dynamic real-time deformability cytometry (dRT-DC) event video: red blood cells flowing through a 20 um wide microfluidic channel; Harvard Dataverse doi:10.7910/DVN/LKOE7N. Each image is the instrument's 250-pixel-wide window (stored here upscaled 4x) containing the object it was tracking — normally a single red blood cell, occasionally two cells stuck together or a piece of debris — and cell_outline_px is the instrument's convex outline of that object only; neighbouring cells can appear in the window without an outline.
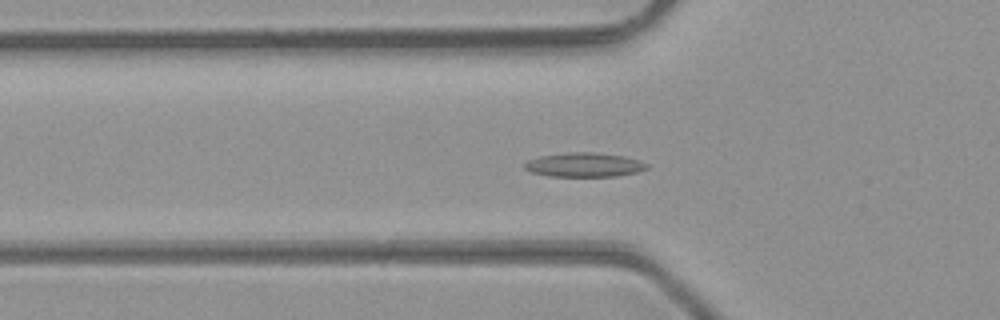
{"species": "common noctule bat (a hibernating species)", "species_latin": "Nyctalus noctula", "temperature_condition": "room temperature", "stored_images_in_passage": 49, "camera_frame_rate_fps": 3000, "um_per_image_px": 0.085, "animal": {"sex": "male", "body_mass_g": 23.1, "forearm_length_mm": 52.7}, "frame": {"image": 1, "passage_image": 17, "time_ms": 5.333, "image_size_px": [1000, 320], "cell_outline_px": [[648, 168], [636, 172], [616, 176], [548, 176], [532, 172], [524, 168], [524, 164], [528, 160], [540, 156], [568, 152], [592, 152], [624, 156], [640, 160], [648, 164]], "centroid_in_image_um": [49.66, 14.0], "position_along_channel_um": 76.1, "area_um2": 17.17}}
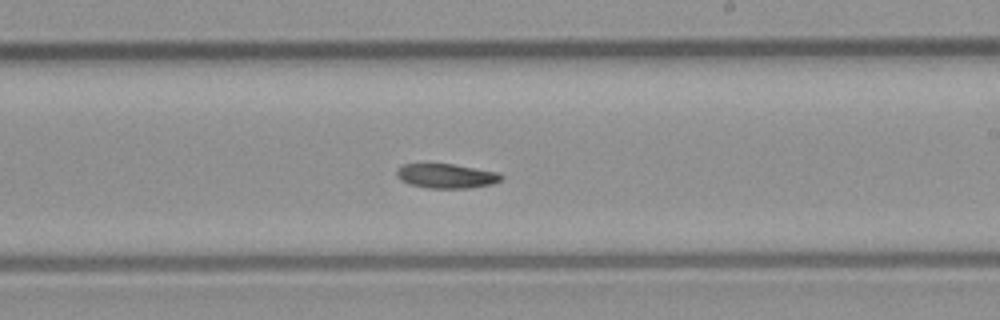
{"frame": {"image": 2, "passage_image": 29, "time_ms": 9.333, "image_size_px": [1000, 320], "cell_outline_px": [[504, 176], [500, 180], [492, 184], [472, 188], [428, 188], [412, 184], [400, 180], [396, 176], [396, 172], [404, 164], [452, 164], [500, 172]], "centroid_in_image_um": [37.99, 14.96], "position_along_channel_um": 251.0, "area_um2": 14.85}}
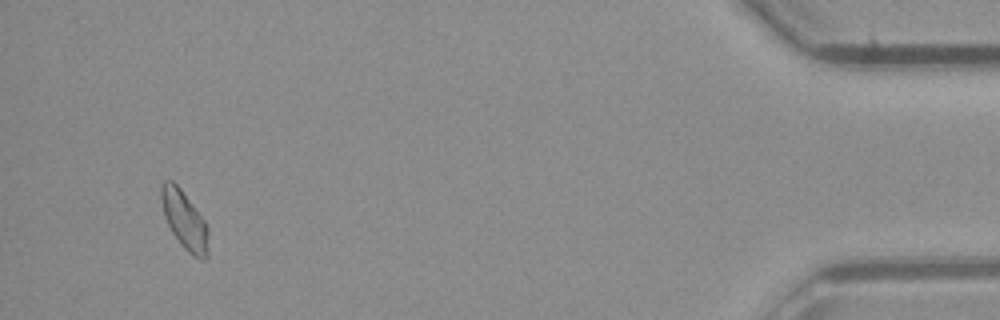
{"frame": {"image": 3, "passage_image": 46, "time_ms": 15.0, "image_size_px": [1000, 320], "cell_outline_px": [[208, 256], [204, 260], [200, 260], [192, 256], [180, 244], [172, 232], [164, 216], [160, 200], [160, 184], [164, 180], [172, 180], [180, 188], [204, 220], [208, 228]], "centroid_in_image_um": [15.67, 18.72], "position_along_channel_um": 419.5, "area_um2": 16.13}, "authors_computed_cell_mechanics": {"area_um2": 15.6638, "velocity_mm_per_s": 4.3424, "shape_relaxation_time_tau1_ms": 9.2939, "shape_relaxation_time_tau2_ms": null, "deformation_change_tau1": 0.1854, "deformation_change_tau2": null}}